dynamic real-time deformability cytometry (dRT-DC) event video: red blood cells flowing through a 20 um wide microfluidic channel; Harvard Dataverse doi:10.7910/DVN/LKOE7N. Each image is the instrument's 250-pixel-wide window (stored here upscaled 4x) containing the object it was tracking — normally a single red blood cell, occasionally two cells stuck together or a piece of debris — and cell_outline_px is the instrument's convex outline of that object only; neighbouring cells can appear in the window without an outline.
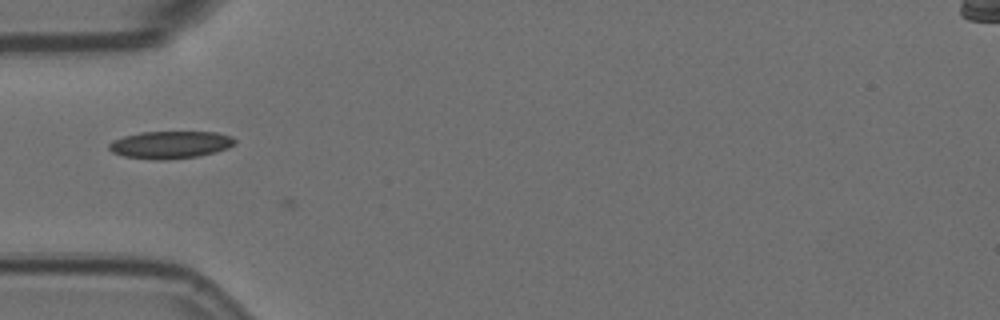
{"species": "Egyptian fruit bat (a non-hibernating species)", "species_latin": "Rousettus aegyptiacus", "temperature_condition": "room temperature", "stored_images_in_passage": 6, "camera_frame_rate_fps": 3000, "um_per_image_px": 0.085, "animal": {"sex": "female"}, "frame": {"image": 1, "passage_image": 5, "time_ms": 1.333, "image_size_px": [1000, 320], "cell_outline_px": [[236, 144], [228, 148], [216, 152], [200, 156], [168, 160], [156, 160], [124, 156], [112, 152], [108, 148], [108, 144], [112, 140], [124, 136], [140, 132], [216, 132], [232, 136], [236, 140]], "centroid_in_image_um": [14.5, 12.31], "position_along_channel_um": 70.5, "area_um2": 20.35}}